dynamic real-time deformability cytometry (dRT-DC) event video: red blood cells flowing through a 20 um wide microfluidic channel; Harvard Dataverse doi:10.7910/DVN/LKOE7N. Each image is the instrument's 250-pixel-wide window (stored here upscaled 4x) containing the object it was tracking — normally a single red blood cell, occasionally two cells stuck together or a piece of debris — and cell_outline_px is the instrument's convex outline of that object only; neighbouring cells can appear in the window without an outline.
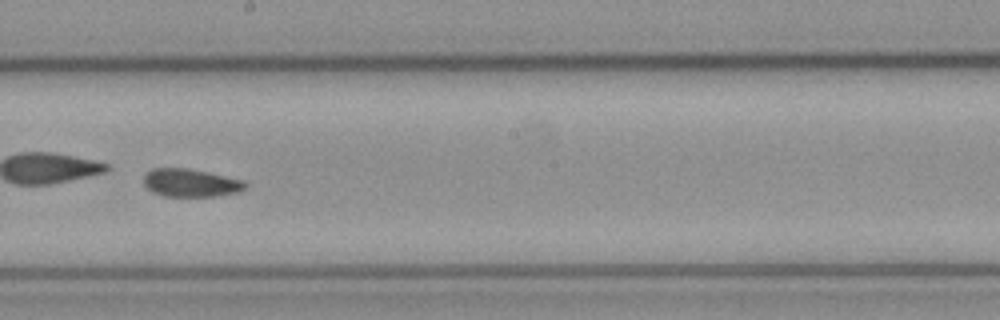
{"species": "common noctule bat (a hibernating species)", "species_latin": "Nyctalus noctula", "temperature_condition": "cold", "stored_images_in_passage": 48, "camera_frame_rate_fps": 3000, "um_per_image_px": 0.085, "animal": {"sex": "female", "body_mass_g": 21.9}, "frame": {"image": 1, "passage_image": 28, "time_ms": 9.0, "image_size_px": [1000, 320], "cell_outline_px": [[248, 184], [244, 188], [236, 192], [216, 196], [164, 196], [152, 192], [144, 184], [144, 172], [152, 168], [188, 168], [208, 172], [244, 180]], "centroid_in_image_um": [16.17, 15.53], "position_along_channel_um": 232.0, "area_um2": 16.59}, "authors_computed_cell_mechanics": {"area_um2": 17.1955, "velocity_mm_per_s": 3.8494, "shape_relaxation_time_tau1_ms": null, "shape_relaxation_time_tau2_ms": 6.0761, "deformation_change_tau1": null, "deformation_change_tau2": 0.0978}}